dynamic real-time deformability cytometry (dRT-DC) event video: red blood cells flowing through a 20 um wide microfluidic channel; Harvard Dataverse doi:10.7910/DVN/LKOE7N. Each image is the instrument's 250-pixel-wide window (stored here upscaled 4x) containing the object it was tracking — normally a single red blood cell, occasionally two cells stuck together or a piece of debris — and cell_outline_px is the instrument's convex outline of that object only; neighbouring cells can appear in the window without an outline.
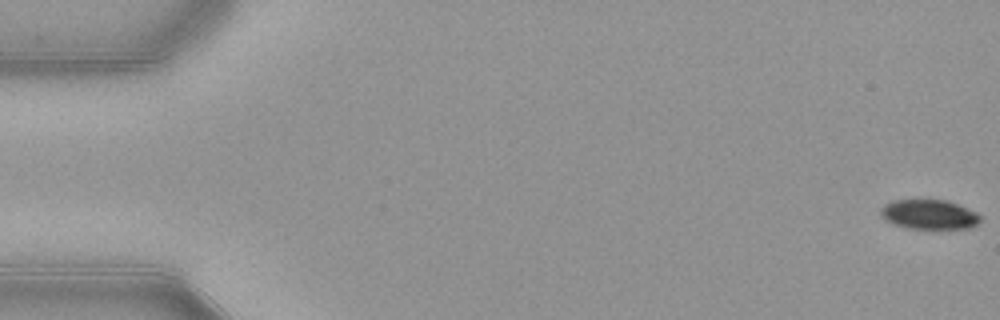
{"species": "common noctule bat (a hibernating species)", "species_latin": "Nyctalus noctula", "temperature_condition": "warm", "stored_images_in_passage": 54, "camera_frame_rate_fps": 3000, "um_per_image_px": 0.085, "animal": {"sex": "female", "body_mass_g": 21.9}, "frame": {"image": 1, "passage_image": 1, "time_ms": 0.0, "image_size_px": [1000, 320], "cell_outline_px": [[980, 220], [976, 224], [968, 228], [932, 232], [908, 228], [892, 224], [880, 216], [880, 208], [884, 204], [892, 200], [944, 200], [956, 204], [976, 212], [980, 216]], "centroid_in_image_um": [78.94, 18.28], "position_along_channel_um": 6.1, "area_um2": 17.86}}
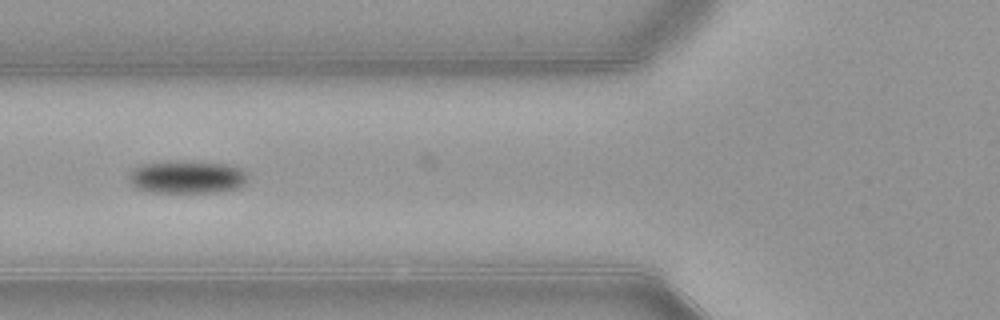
{"frame": {"image": 2, "passage_image": 21, "time_ms": 6.667, "image_size_px": [1000, 320], "cell_outline_px": [[248, 176], [244, 184], [236, 188], [220, 192], [148, 192], [136, 188], [128, 180], [128, 176], [132, 168], [144, 164], [168, 160], [176, 160], [224, 164], [240, 168]], "centroid_in_image_um": [15.84, 15.04], "position_along_channel_um": 110.0, "area_um2": 22.89}}
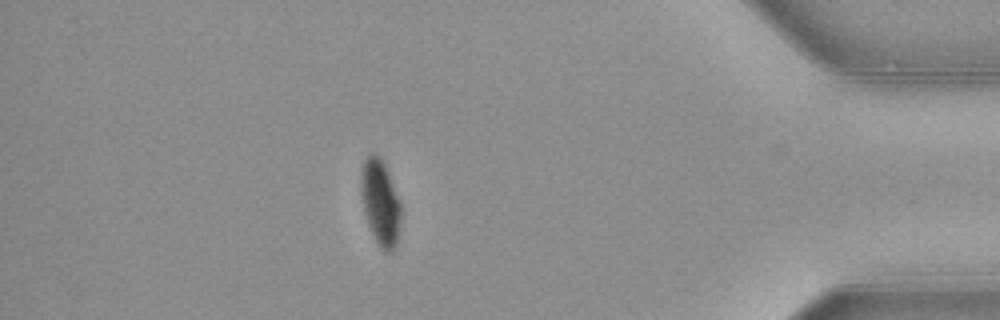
{"frame": {"image": 3, "passage_image": 47, "time_ms": 15.333, "image_size_px": [1000, 320], "cell_outline_px": [[400, 224], [396, 244], [392, 252], [384, 252], [380, 248], [368, 224], [360, 192], [360, 172], [364, 160], [368, 152], [376, 152], [380, 156], [384, 164], [400, 204]], "centroid_in_image_um": [32.3, 17.17], "position_along_channel_um": 402.9, "area_um2": 19.77}, "authors_computed_cell_mechanics": {"area_um2": 21.1548, "velocity_mm_per_s": 3.9066, "shape_relaxation_time_tau1_ms": 2.9705, "shape_relaxation_time_tau2_ms": 4.1147, "deformation_change_tau1": 0.1144, "deformation_change_tau2": 0.042}}